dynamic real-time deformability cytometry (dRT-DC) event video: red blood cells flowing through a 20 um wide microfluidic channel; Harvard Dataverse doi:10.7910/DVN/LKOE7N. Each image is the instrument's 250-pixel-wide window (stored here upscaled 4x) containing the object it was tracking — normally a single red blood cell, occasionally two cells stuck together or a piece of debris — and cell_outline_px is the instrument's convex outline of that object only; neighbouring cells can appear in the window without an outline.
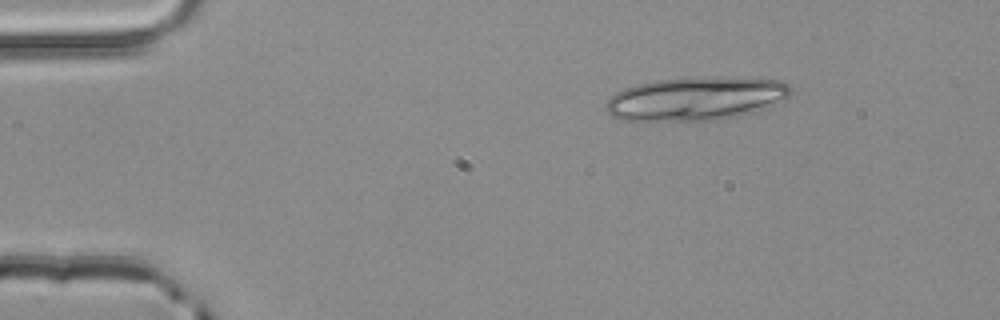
{"species": "common noctule bat (a hibernating species)", "species_latin": "Nyctalus noctula", "temperature_condition": "room temperature", "stored_images_in_passage": 3, "camera_frame_rate_fps": 3000, "um_per_image_px": 0.085, "animal": {"sex": "male", "body_mass_g": 20.4}, "frame": {"image": 1, "passage_image": 1, "time_ms": 0.0, "image_size_px": [1000, 320], "cell_outline_px": [[792, 92], [784, 100], [748, 112], [716, 120], [648, 124], [620, 120], [612, 116], [608, 112], [608, 100], [616, 92], [624, 88], [636, 84], [656, 80], [708, 76], [780, 80], [788, 84], [792, 88]], "centroid_in_image_um": [59.05, 8.41], "position_along_channel_um": 26.0, "area_um2": 47.51}}